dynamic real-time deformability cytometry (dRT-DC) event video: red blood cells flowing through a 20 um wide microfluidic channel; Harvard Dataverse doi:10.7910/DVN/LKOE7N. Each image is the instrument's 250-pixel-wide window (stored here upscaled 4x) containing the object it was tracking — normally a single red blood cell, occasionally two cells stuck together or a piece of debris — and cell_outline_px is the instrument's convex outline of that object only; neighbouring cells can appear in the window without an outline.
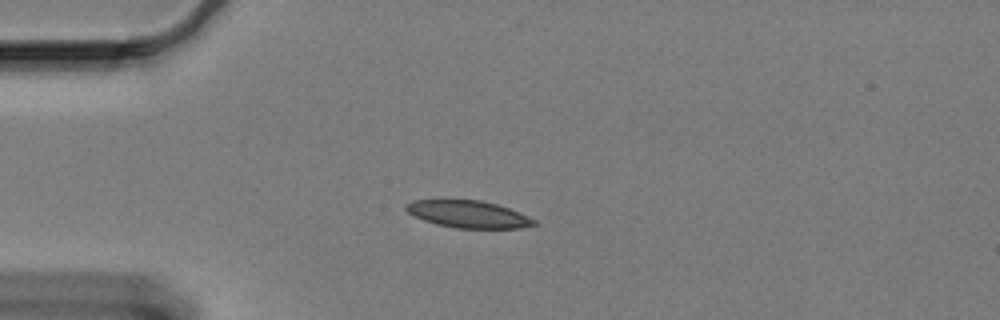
{"species": "Egyptian fruit bat (a non-hibernating species)", "species_latin": "Rousettus aegyptiacus", "temperature_condition": "cold", "stored_images_in_passage": 21, "camera_frame_rate_fps": 3000, "um_per_image_px": 0.085, "animal": {"sex": "female"}, "frame": {"image": 1, "passage_image": 15, "time_ms": 4.667, "image_size_px": [1000, 320], "cell_outline_px": [[536, 224], [520, 228], [456, 228], [436, 224], [424, 220], [408, 212], [404, 208], [404, 204], [412, 200], [480, 200], [496, 204], [520, 212], [536, 220]], "centroid_in_image_um": [39.79, 18.2], "position_along_channel_um": 45.2, "area_um2": 20.17}}
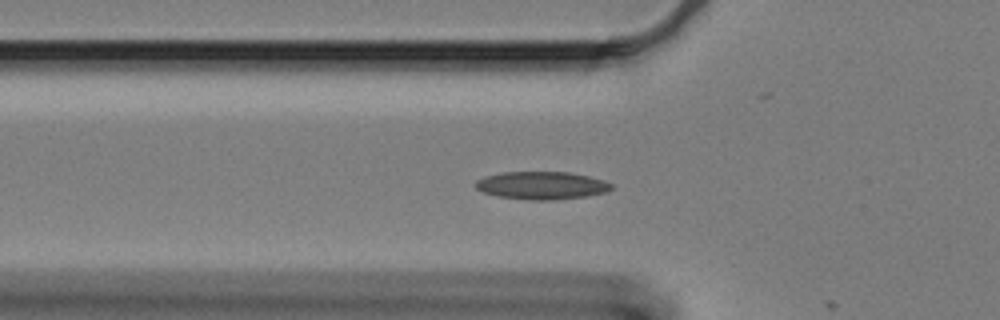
{"frame": {"image": 2, "passage_image": 20, "time_ms": 6.333, "image_size_px": [1000, 320], "cell_outline_px": [[616, 188], [608, 192], [588, 196], [556, 200], [532, 200], [496, 196], [484, 192], [476, 188], [476, 180], [484, 176], [504, 172], [568, 172], [588, 176], [604, 180], [616, 184]], "centroid_in_image_um": [46.13, 15.77], "position_along_channel_um": 79.7, "area_um2": 22.31}}